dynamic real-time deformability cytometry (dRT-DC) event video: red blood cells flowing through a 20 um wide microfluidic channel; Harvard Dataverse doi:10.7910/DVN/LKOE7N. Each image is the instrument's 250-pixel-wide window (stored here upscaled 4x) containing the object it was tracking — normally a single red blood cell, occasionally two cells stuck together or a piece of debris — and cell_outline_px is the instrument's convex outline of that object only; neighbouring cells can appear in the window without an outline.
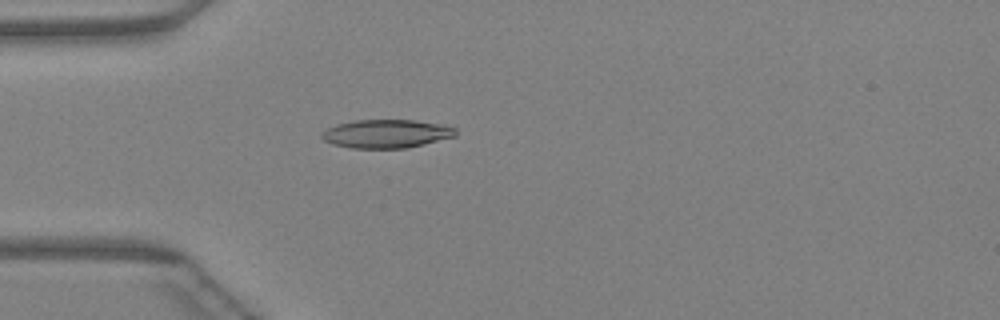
{"species": "Egyptian fruit bat (a non-hibernating species)", "species_latin": "Rousettus aegyptiacus", "temperature_condition": "warm", "stored_images_in_passage": 45, "camera_frame_rate_fps": 3000, "um_per_image_px": 0.085, "animal": {"sex": "female"}, "frame": {"image": 1, "passage_image": 13, "time_ms": 4.0, "image_size_px": [1000, 320], "cell_outline_px": [[456, 136], [424, 144], [404, 148], [352, 148], [332, 144], [324, 140], [320, 136], [320, 132], [336, 124], [352, 120], [412, 120], [440, 124], [456, 128]], "centroid_in_image_um": [32.8, 11.36], "position_along_channel_um": 52.2, "area_um2": 22.2}}
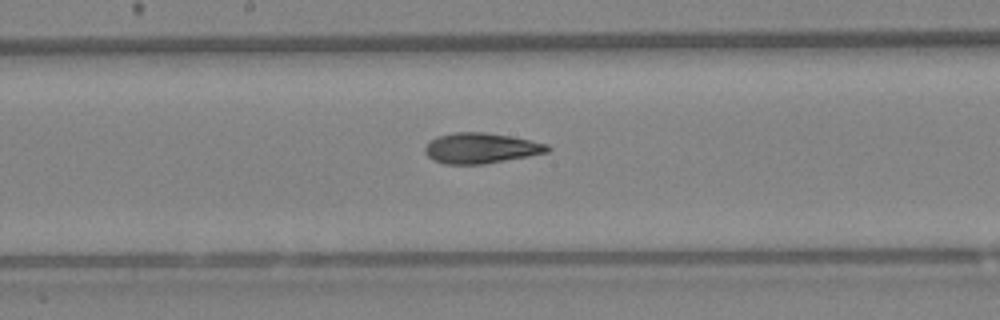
{"frame": {"image": 2, "passage_image": 24, "time_ms": 7.667, "image_size_px": [1000, 320], "cell_outline_px": [[552, 148], [548, 152], [528, 156], [484, 164], [448, 164], [432, 160], [424, 152], [424, 148], [436, 136], [456, 132], [484, 132], [508, 136], [548, 144]], "centroid_in_image_um": [40.87, 12.59], "position_along_channel_um": 207.3, "area_um2": 21.56}}
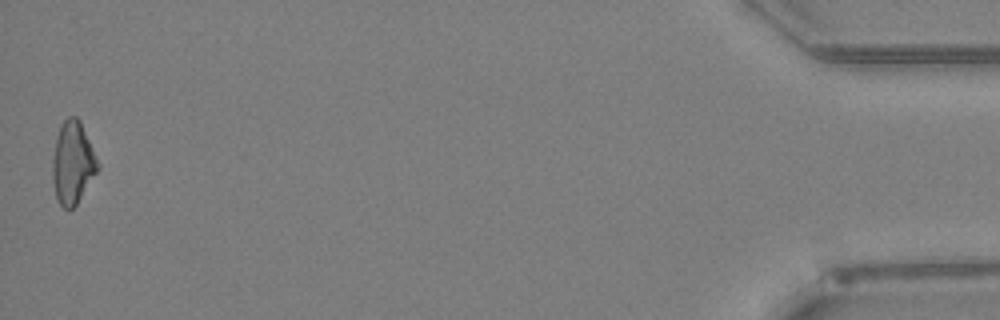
{"frame": {"image": 3, "passage_image": 45, "time_ms": 14.667, "image_size_px": [1000, 320], "cell_outline_px": [[100, 168], [76, 204], [72, 208], [64, 208], [60, 204], [56, 196], [52, 180], [52, 160], [56, 136], [60, 124], [68, 116], [76, 116], [80, 120], [100, 164]], "centroid_in_image_um": [6.18, 13.8], "position_along_channel_um": 429.0, "area_um2": 21.79}}